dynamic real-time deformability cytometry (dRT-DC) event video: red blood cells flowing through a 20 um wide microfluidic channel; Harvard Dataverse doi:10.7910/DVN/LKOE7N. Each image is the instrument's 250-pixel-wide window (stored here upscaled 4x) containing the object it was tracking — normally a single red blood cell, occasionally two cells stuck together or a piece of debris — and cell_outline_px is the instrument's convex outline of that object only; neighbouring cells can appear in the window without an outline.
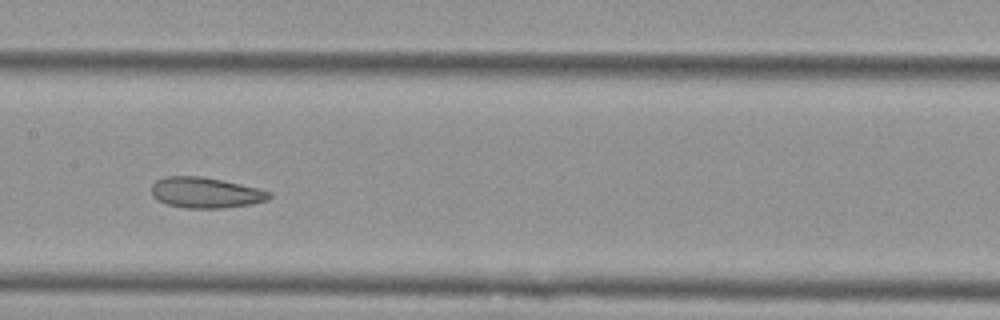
{"species": "Egyptian fruit bat (a non-hibernating species)", "species_latin": "Rousettus aegyptiacus", "temperature_condition": "cold", "stored_images_in_passage": 9, "camera_frame_rate_fps": 3000, "um_per_image_px": 0.085, "animal": {"sex": "female"}, "frame": {"image": 1, "passage_image": 6, "time_ms": 1.667, "image_size_px": [1000, 320], "cell_outline_px": [[272, 196], [268, 200], [252, 204], [224, 208], [184, 208], [168, 204], [156, 200], [152, 196], [152, 184], [156, 180], [164, 176], [200, 176], [260, 188], [272, 192]], "centroid_in_image_um": [17.49, 16.38], "position_along_channel_um": 189.9, "area_um2": 21.21}}
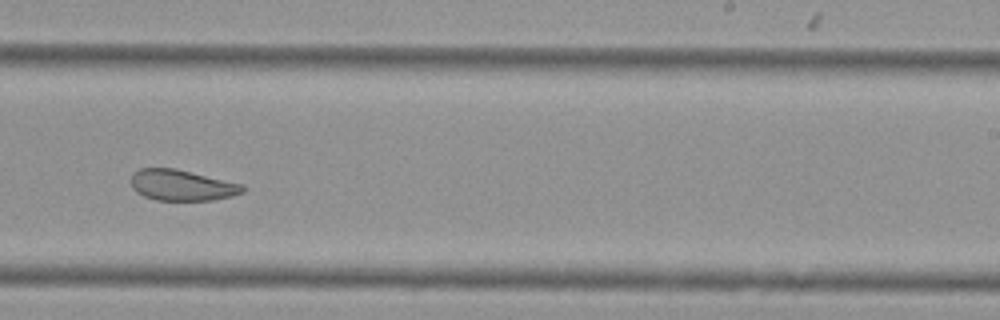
{"frame": {"image": 2, "passage_image": 8, "time_ms": 2.333, "image_size_px": [1000, 320], "cell_outline_px": [[244, 192], [232, 196], [212, 200], [156, 200], [144, 196], [136, 192], [132, 188], [132, 176], [140, 168], [176, 168], [244, 184]], "centroid_in_image_um": [15.49, 15.74], "position_along_channel_um": 273.5, "area_um2": 20.11}}
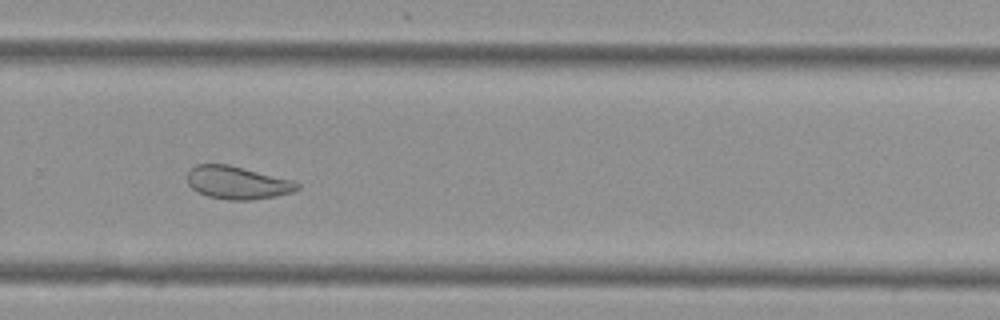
{"frame": {"image": 3, "passage_image": 9, "time_ms": 2.667, "image_size_px": [1000, 320], "cell_outline_px": [[300, 188], [292, 192], [276, 196], [252, 200], [228, 200], [208, 196], [192, 188], [188, 184], [188, 172], [196, 164], [228, 164], [292, 180], [300, 184]], "centroid_in_image_um": [20.19, 15.53], "position_along_channel_um": 309.6, "area_um2": 20.92}}